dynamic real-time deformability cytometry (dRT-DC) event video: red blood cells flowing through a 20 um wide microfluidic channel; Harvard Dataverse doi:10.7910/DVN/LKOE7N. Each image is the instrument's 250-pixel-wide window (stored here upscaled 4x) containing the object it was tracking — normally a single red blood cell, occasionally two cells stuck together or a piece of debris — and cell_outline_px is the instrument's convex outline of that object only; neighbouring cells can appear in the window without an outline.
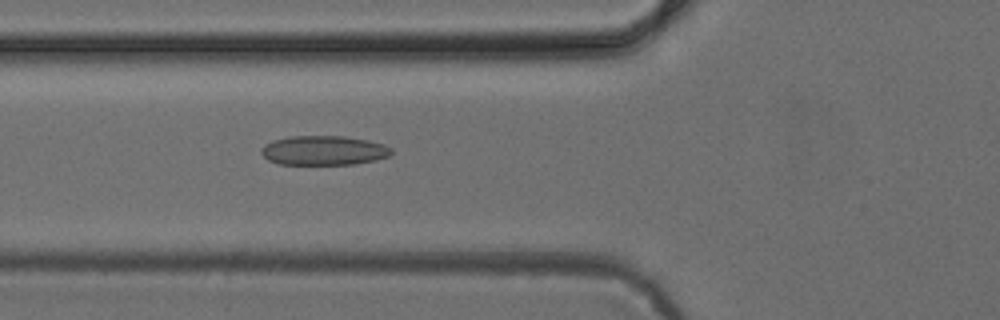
{"species": "common noctule bat (a hibernating species)", "species_latin": "Nyctalus noctula", "temperature_condition": "cold", "stored_images_in_passage": 51, "camera_frame_rate_fps": 3000, "um_per_image_px": 0.085, "animal": {"sex": "female", "body_mass_g": 24.6, "forearm_length_mm": 56.2}, "frame": {"image": 1, "passage_image": 19, "time_ms": 6.0, "image_size_px": [1000, 320], "cell_outline_px": [[392, 152], [388, 156], [376, 160], [356, 164], [276, 164], [268, 160], [260, 152], [260, 148], [264, 144], [272, 140], [288, 136], [344, 136], [368, 140], [384, 144], [392, 148]], "centroid_in_image_um": [27.49, 12.78], "position_along_channel_um": 98.3, "area_um2": 22.54}}
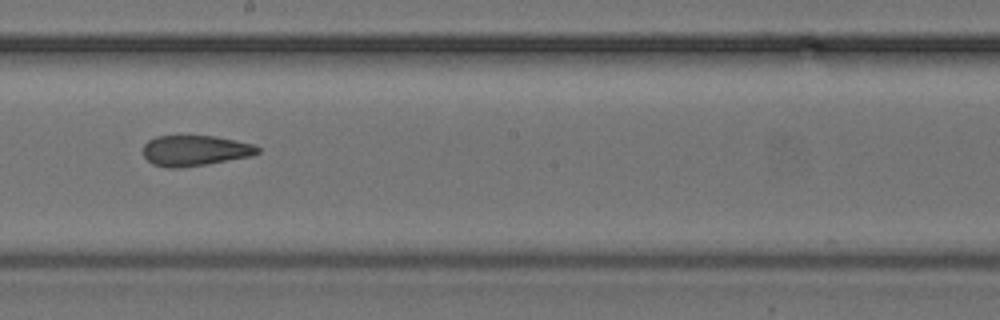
{"frame": {"image": 2, "passage_image": 29, "time_ms": 9.333, "image_size_px": [1000, 320], "cell_outline_px": [[260, 152], [252, 156], [208, 164], [180, 168], [168, 168], [152, 164], [144, 156], [144, 144], [148, 140], [156, 136], [216, 136], [252, 144], [260, 148]], "centroid_in_image_um": [16.58, 12.81], "position_along_channel_um": 231.6, "area_um2": 20.46}}
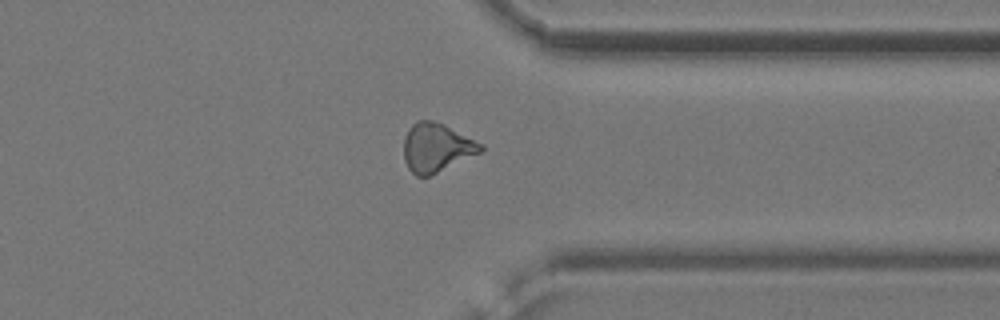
{"frame": {"image": 3, "passage_image": 40, "time_ms": 13.0, "image_size_px": [1000, 320], "cell_outline_px": [[484, 148], [480, 152], [428, 176], [416, 176], [408, 168], [404, 160], [404, 136], [408, 128], [412, 124], [420, 120], [432, 120], [444, 124], [484, 144]], "centroid_in_image_um": [37.08, 12.52], "position_along_channel_um": 374.3, "area_um2": 21.68}}